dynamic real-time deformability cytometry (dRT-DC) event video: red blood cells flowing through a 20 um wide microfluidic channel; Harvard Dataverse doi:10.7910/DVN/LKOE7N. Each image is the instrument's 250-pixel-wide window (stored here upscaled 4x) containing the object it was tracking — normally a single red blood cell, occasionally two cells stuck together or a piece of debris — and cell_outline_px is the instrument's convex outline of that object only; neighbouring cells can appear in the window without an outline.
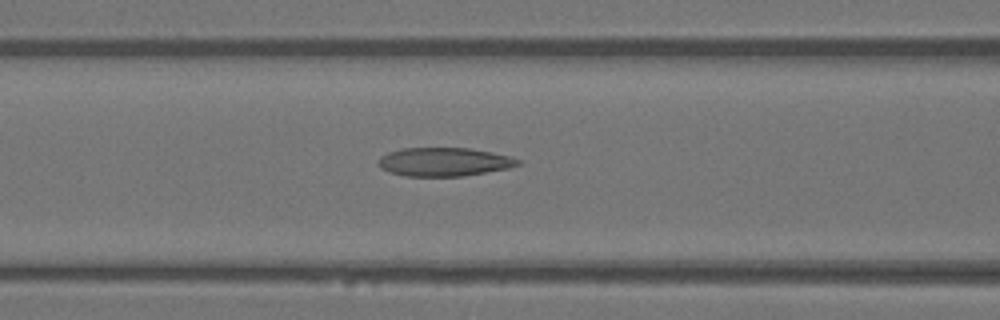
{"species": "Egyptian fruit bat (a non-hibernating species)", "species_latin": "Rousettus aegyptiacus", "temperature_condition": "warm", "stored_images_in_passage": 40, "camera_frame_rate_fps": 3000, "um_per_image_px": 0.085, "animal": {"sex": "female"}, "frame": {"image": 1, "passage_image": 20, "time_ms": 6.333, "image_size_px": [1000, 320], "cell_outline_px": [[520, 164], [508, 168], [464, 176], [404, 176], [388, 172], [380, 168], [380, 156], [388, 152], [400, 148], [468, 148], [492, 152], [508, 156], [520, 160]], "centroid_in_image_um": [37.72, 13.76], "position_along_channel_um": 128.9, "area_um2": 23.18}}
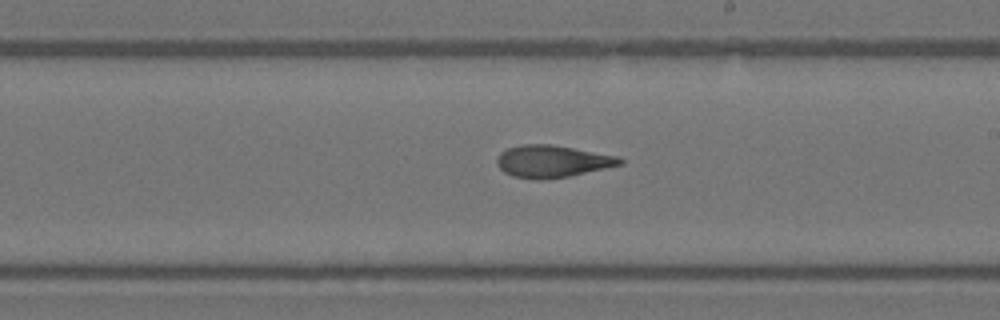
{"frame": {"image": 2, "passage_image": 28, "time_ms": 9.0, "image_size_px": [1000, 320], "cell_outline_px": [[624, 164], [568, 176], [544, 180], [536, 180], [512, 176], [504, 172], [496, 164], [496, 160], [500, 152], [508, 148], [524, 144], [552, 144], [620, 156], [624, 160]], "centroid_in_image_um": [46.95, 13.71], "position_along_channel_um": 242.0, "area_um2": 23.24}}
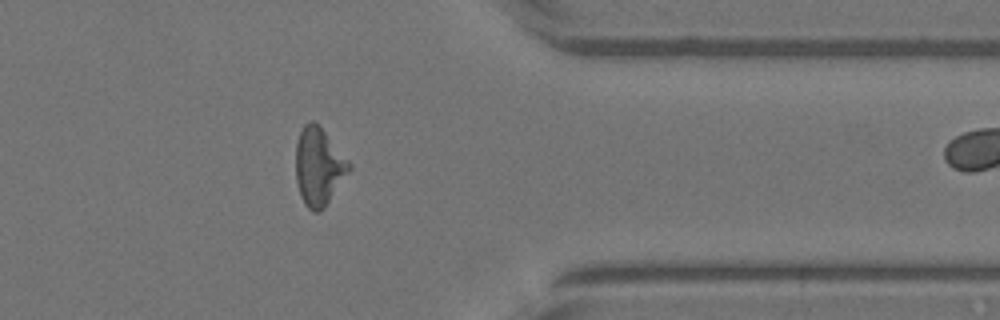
{"frame": {"image": 3, "passage_image": 39, "time_ms": 12.667, "image_size_px": [1000, 320], "cell_outline_px": [[352, 168], [324, 208], [320, 212], [312, 212], [304, 204], [300, 196], [296, 180], [296, 144], [300, 132], [304, 124], [308, 120], [312, 120], [324, 132], [352, 164]], "centroid_in_image_um": [27.08, 14.2], "position_along_channel_um": 384.3, "area_um2": 24.04}}